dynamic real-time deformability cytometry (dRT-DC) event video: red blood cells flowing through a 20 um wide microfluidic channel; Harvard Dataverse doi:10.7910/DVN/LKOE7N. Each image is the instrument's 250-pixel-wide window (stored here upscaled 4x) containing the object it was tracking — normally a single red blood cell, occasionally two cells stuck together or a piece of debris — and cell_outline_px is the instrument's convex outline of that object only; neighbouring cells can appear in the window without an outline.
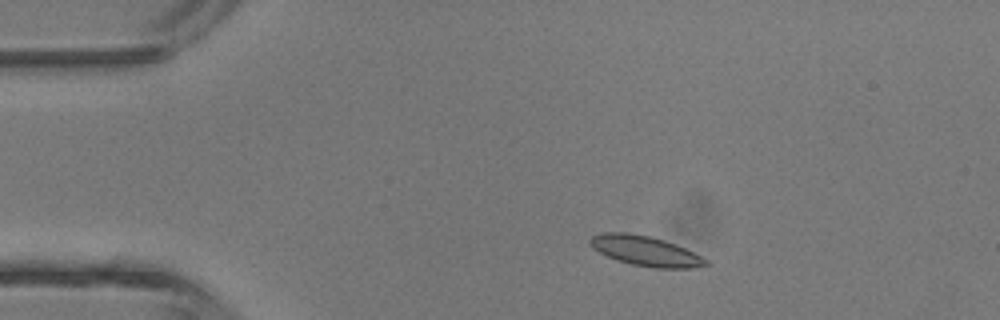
{"species": "common noctule bat (a hibernating species)", "species_latin": "Nyctalus noctula", "temperature_condition": "room temperature", "stored_images_in_passage": 5, "camera_frame_rate_fps": 3000, "um_per_image_px": 0.085, "animal": {"sex": "male", "body_mass_g": 13.3}, "frame": {"image": 1, "passage_image": 2, "time_ms": 1.0, "image_size_px": [1000, 320], "cell_outline_px": [[708, 264], [692, 268], [656, 268], [632, 264], [616, 260], [592, 248], [588, 244], [588, 240], [592, 236], [604, 232], [624, 232], [648, 236], [664, 240], [684, 248], [708, 260]], "centroid_in_image_um": [54.81, 21.33], "position_along_channel_um": 30.2, "area_um2": 19.94}}